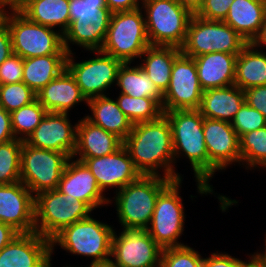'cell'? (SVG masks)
<instances>
[{"instance_id": "obj_1", "label": "cell", "mask_w": 266, "mask_h": 267, "mask_svg": "<svg viewBox=\"0 0 266 267\" xmlns=\"http://www.w3.org/2000/svg\"><path fill=\"white\" fill-rule=\"evenodd\" d=\"M123 145L141 175H161L162 168L164 177L182 179L174 169L172 131L164 114L153 121L133 124Z\"/></svg>"}, {"instance_id": "obj_2", "label": "cell", "mask_w": 266, "mask_h": 267, "mask_svg": "<svg viewBox=\"0 0 266 267\" xmlns=\"http://www.w3.org/2000/svg\"><path fill=\"white\" fill-rule=\"evenodd\" d=\"M163 114L171 126L174 162L176 163V158L182 155L188 158L193 168L198 193L213 194V187L209 183V157L203 133L204 117L200 110H174Z\"/></svg>"}, {"instance_id": "obj_3", "label": "cell", "mask_w": 266, "mask_h": 267, "mask_svg": "<svg viewBox=\"0 0 266 267\" xmlns=\"http://www.w3.org/2000/svg\"><path fill=\"white\" fill-rule=\"evenodd\" d=\"M172 181L163 175H141L116 192L113 201L122 229H147L157 197Z\"/></svg>"}, {"instance_id": "obj_4", "label": "cell", "mask_w": 266, "mask_h": 267, "mask_svg": "<svg viewBox=\"0 0 266 267\" xmlns=\"http://www.w3.org/2000/svg\"><path fill=\"white\" fill-rule=\"evenodd\" d=\"M70 25L63 33L64 48L71 53L70 43L86 51L103 47L112 12L105 0H69ZM70 42V43H69Z\"/></svg>"}, {"instance_id": "obj_5", "label": "cell", "mask_w": 266, "mask_h": 267, "mask_svg": "<svg viewBox=\"0 0 266 267\" xmlns=\"http://www.w3.org/2000/svg\"><path fill=\"white\" fill-rule=\"evenodd\" d=\"M142 8L131 11L113 12L107 35L100 49L122 63H132L141 59L145 50L151 46Z\"/></svg>"}, {"instance_id": "obj_6", "label": "cell", "mask_w": 266, "mask_h": 267, "mask_svg": "<svg viewBox=\"0 0 266 267\" xmlns=\"http://www.w3.org/2000/svg\"><path fill=\"white\" fill-rule=\"evenodd\" d=\"M113 228L91 216L77 221L50 240L51 254L57 244L73 255L92 257L91 263L107 260L111 257Z\"/></svg>"}, {"instance_id": "obj_7", "label": "cell", "mask_w": 266, "mask_h": 267, "mask_svg": "<svg viewBox=\"0 0 266 267\" xmlns=\"http://www.w3.org/2000/svg\"><path fill=\"white\" fill-rule=\"evenodd\" d=\"M147 36L151 46L184 45L192 13L176 0H143Z\"/></svg>"}, {"instance_id": "obj_8", "label": "cell", "mask_w": 266, "mask_h": 267, "mask_svg": "<svg viewBox=\"0 0 266 267\" xmlns=\"http://www.w3.org/2000/svg\"><path fill=\"white\" fill-rule=\"evenodd\" d=\"M35 232L51 240L62 229L88 218L93 211L85 202L59 190H48L35 196Z\"/></svg>"}, {"instance_id": "obj_9", "label": "cell", "mask_w": 266, "mask_h": 267, "mask_svg": "<svg viewBox=\"0 0 266 267\" xmlns=\"http://www.w3.org/2000/svg\"><path fill=\"white\" fill-rule=\"evenodd\" d=\"M13 48V54L22 59L68 54L63 44L60 30L30 21L20 11H10L6 23Z\"/></svg>"}, {"instance_id": "obj_10", "label": "cell", "mask_w": 266, "mask_h": 267, "mask_svg": "<svg viewBox=\"0 0 266 267\" xmlns=\"http://www.w3.org/2000/svg\"><path fill=\"white\" fill-rule=\"evenodd\" d=\"M247 44L224 21L205 20L193 14L181 52L192 58L212 52L238 55Z\"/></svg>"}, {"instance_id": "obj_11", "label": "cell", "mask_w": 266, "mask_h": 267, "mask_svg": "<svg viewBox=\"0 0 266 267\" xmlns=\"http://www.w3.org/2000/svg\"><path fill=\"white\" fill-rule=\"evenodd\" d=\"M70 158L66 153L35 148L23 141L20 181L34 196L43 191L57 189Z\"/></svg>"}, {"instance_id": "obj_12", "label": "cell", "mask_w": 266, "mask_h": 267, "mask_svg": "<svg viewBox=\"0 0 266 267\" xmlns=\"http://www.w3.org/2000/svg\"><path fill=\"white\" fill-rule=\"evenodd\" d=\"M182 179L172 181L157 197L152 220L146 231L162 248L185 246L178 238L183 234L185 213L179 194Z\"/></svg>"}, {"instance_id": "obj_13", "label": "cell", "mask_w": 266, "mask_h": 267, "mask_svg": "<svg viewBox=\"0 0 266 267\" xmlns=\"http://www.w3.org/2000/svg\"><path fill=\"white\" fill-rule=\"evenodd\" d=\"M97 57L75 62L74 53H68L66 69L74 77L87 100L105 96L106 90L116 84L117 72L122 62L101 50H92ZM105 91V92H104Z\"/></svg>"}, {"instance_id": "obj_14", "label": "cell", "mask_w": 266, "mask_h": 267, "mask_svg": "<svg viewBox=\"0 0 266 267\" xmlns=\"http://www.w3.org/2000/svg\"><path fill=\"white\" fill-rule=\"evenodd\" d=\"M203 92L194 59L181 52L174 60L170 83L163 93V112L199 109Z\"/></svg>"}, {"instance_id": "obj_15", "label": "cell", "mask_w": 266, "mask_h": 267, "mask_svg": "<svg viewBox=\"0 0 266 267\" xmlns=\"http://www.w3.org/2000/svg\"><path fill=\"white\" fill-rule=\"evenodd\" d=\"M119 235V236H118ZM114 231L111 257L122 267H160L162 248L146 229Z\"/></svg>"}, {"instance_id": "obj_16", "label": "cell", "mask_w": 266, "mask_h": 267, "mask_svg": "<svg viewBox=\"0 0 266 267\" xmlns=\"http://www.w3.org/2000/svg\"><path fill=\"white\" fill-rule=\"evenodd\" d=\"M203 133L209 157V181L216 171L241 162L239 137L231 123L204 118Z\"/></svg>"}, {"instance_id": "obj_17", "label": "cell", "mask_w": 266, "mask_h": 267, "mask_svg": "<svg viewBox=\"0 0 266 267\" xmlns=\"http://www.w3.org/2000/svg\"><path fill=\"white\" fill-rule=\"evenodd\" d=\"M76 160L87 166L95 176L102 192H106L105 190L111 187H116V192H118L141 176L124 145L109 155L95 158H77Z\"/></svg>"}, {"instance_id": "obj_18", "label": "cell", "mask_w": 266, "mask_h": 267, "mask_svg": "<svg viewBox=\"0 0 266 267\" xmlns=\"http://www.w3.org/2000/svg\"><path fill=\"white\" fill-rule=\"evenodd\" d=\"M35 196L21 181L0 185V222L19 233L35 232Z\"/></svg>"}, {"instance_id": "obj_19", "label": "cell", "mask_w": 266, "mask_h": 267, "mask_svg": "<svg viewBox=\"0 0 266 267\" xmlns=\"http://www.w3.org/2000/svg\"><path fill=\"white\" fill-rule=\"evenodd\" d=\"M68 115L47 112L25 142L35 148L62 152L72 157L76 148L77 124L73 126Z\"/></svg>"}, {"instance_id": "obj_20", "label": "cell", "mask_w": 266, "mask_h": 267, "mask_svg": "<svg viewBox=\"0 0 266 267\" xmlns=\"http://www.w3.org/2000/svg\"><path fill=\"white\" fill-rule=\"evenodd\" d=\"M51 256L49 239L36 232L19 233L0 250V267H46Z\"/></svg>"}, {"instance_id": "obj_21", "label": "cell", "mask_w": 266, "mask_h": 267, "mask_svg": "<svg viewBox=\"0 0 266 267\" xmlns=\"http://www.w3.org/2000/svg\"><path fill=\"white\" fill-rule=\"evenodd\" d=\"M62 194L73 196L77 200L85 202L92 210L112 200L106 198L96 181L95 176L87 166L74 158H70L61 175L58 188Z\"/></svg>"}, {"instance_id": "obj_22", "label": "cell", "mask_w": 266, "mask_h": 267, "mask_svg": "<svg viewBox=\"0 0 266 267\" xmlns=\"http://www.w3.org/2000/svg\"><path fill=\"white\" fill-rule=\"evenodd\" d=\"M36 95L37 100L47 112L68 113L77 103L84 101L87 104L88 102L67 69L50 81Z\"/></svg>"}, {"instance_id": "obj_23", "label": "cell", "mask_w": 266, "mask_h": 267, "mask_svg": "<svg viewBox=\"0 0 266 267\" xmlns=\"http://www.w3.org/2000/svg\"><path fill=\"white\" fill-rule=\"evenodd\" d=\"M123 145L116 135L96 126L85 117L77 122L76 148L72 158H95L114 153Z\"/></svg>"}, {"instance_id": "obj_24", "label": "cell", "mask_w": 266, "mask_h": 267, "mask_svg": "<svg viewBox=\"0 0 266 267\" xmlns=\"http://www.w3.org/2000/svg\"><path fill=\"white\" fill-rule=\"evenodd\" d=\"M238 55L212 52L194 57L200 86L203 90L234 84Z\"/></svg>"}, {"instance_id": "obj_25", "label": "cell", "mask_w": 266, "mask_h": 267, "mask_svg": "<svg viewBox=\"0 0 266 267\" xmlns=\"http://www.w3.org/2000/svg\"><path fill=\"white\" fill-rule=\"evenodd\" d=\"M266 16V0H234L224 22L248 43L258 36Z\"/></svg>"}, {"instance_id": "obj_26", "label": "cell", "mask_w": 266, "mask_h": 267, "mask_svg": "<svg viewBox=\"0 0 266 267\" xmlns=\"http://www.w3.org/2000/svg\"><path fill=\"white\" fill-rule=\"evenodd\" d=\"M244 102V90L233 84L204 90L199 110L204 118L231 123Z\"/></svg>"}, {"instance_id": "obj_27", "label": "cell", "mask_w": 266, "mask_h": 267, "mask_svg": "<svg viewBox=\"0 0 266 267\" xmlns=\"http://www.w3.org/2000/svg\"><path fill=\"white\" fill-rule=\"evenodd\" d=\"M87 105L93 114L85 116L88 121L116 135L122 141L126 139L133 124L118 107L116 100L105 95L89 99Z\"/></svg>"}, {"instance_id": "obj_28", "label": "cell", "mask_w": 266, "mask_h": 267, "mask_svg": "<svg viewBox=\"0 0 266 267\" xmlns=\"http://www.w3.org/2000/svg\"><path fill=\"white\" fill-rule=\"evenodd\" d=\"M68 54H51L23 59L22 81L35 93L66 69Z\"/></svg>"}, {"instance_id": "obj_29", "label": "cell", "mask_w": 266, "mask_h": 267, "mask_svg": "<svg viewBox=\"0 0 266 267\" xmlns=\"http://www.w3.org/2000/svg\"><path fill=\"white\" fill-rule=\"evenodd\" d=\"M181 48L175 46H149L141 56V68L163 94L170 83L175 58ZM143 62V63H142Z\"/></svg>"}, {"instance_id": "obj_30", "label": "cell", "mask_w": 266, "mask_h": 267, "mask_svg": "<svg viewBox=\"0 0 266 267\" xmlns=\"http://www.w3.org/2000/svg\"><path fill=\"white\" fill-rule=\"evenodd\" d=\"M234 84L242 90L266 85V52L248 43L237 56Z\"/></svg>"}, {"instance_id": "obj_31", "label": "cell", "mask_w": 266, "mask_h": 267, "mask_svg": "<svg viewBox=\"0 0 266 267\" xmlns=\"http://www.w3.org/2000/svg\"><path fill=\"white\" fill-rule=\"evenodd\" d=\"M19 11L32 22L61 27L62 34L70 25L69 0H30Z\"/></svg>"}, {"instance_id": "obj_32", "label": "cell", "mask_w": 266, "mask_h": 267, "mask_svg": "<svg viewBox=\"0 0 266 267\" xmlns=\"http://www.w3.org/2000/svg\"><path fill=\"white\" fill-rule=\"evenodd\" d=\"M130 64L122 63L118 69L116 85L120 87V93L132 97L152 98L162 107L163 94L140 65L131 67Z\"/></svg>"}, {"instance_id": "obj_33", "label": "cell", "mask_w": 266, "mask_h": 267, "mask_svg": "<svg viewBox=\"0 0 266 267\" xmlns=\"http://www.w3.org/2000/svg\"><path fill=\"white\" fill-rule=\"evenodd\" d=\"M116 102L132 124L153 121L163 114L162 107L152 98L132 97L120 93Z\"/></svg>"}, {"instance_id": "obj_34", "label": "cell", "mask_w": 266, "mask_h": 267, "mask_svg": "<svg viewBox=\"0 0 266 267\" xmlns=\"http://www.w3.org/2000/svg\"><path fill=\"white\" fill-rule=\"evenodd\" d=\"M239 142L241 162L247 170L266 168V126L243 134Z\"/></svg>"}, {"instance_id": "obj_35", "label": "cell", "mask_w": 266, "mask_h": 267, "mask_svg": "<svg viewBox=\"0 0 266 267\" xmlns=\"http://www.w3.org/2000/svg\"><path fill=\"white\" fill-rule=\"evenodd\" d=\"M46 113V109L37 99L10 113L11 127L15 139L26 141L40 124Z\"/></svg>"}, {"instance_id": "obj_36", "label": "cell", "mask_w": 266, "mask_h": 267, "mask_svg": "<svg viewBox=\"0 0 266 267\" xmlns=\"http://www.w3.org/2000/svg\"><path fill=\"white\" fill-rule=\"evenodd\" d=\"M23 141L13 139L0 144V185L20 181V161Z\"/></svg>"}, {"instance_id": "obj_37", "label": "cell", "mask_w": 266, "mask_h": 267, "mask_svg": "<svg viewBox=\"0 0 266 267\" xmlns=\"http://www.w3.org/2000/svg\"><path fill=\"white\" fill-rule=\"evenodd\" d=\"M37 99L36 93L23 81L0 85V107L12 113Z\"/></svg>"}, {"instance_id": "obj_38", "label": "cell", "mask_w": 266, "mask_h": 267, "mask_svg": "<svg viewBox=\"0 0 266 267\" xmlns=\"http://www.w3.org/2000/svg\"><path fill=\"white\" fill-rule=\"evenodd\" d=\"M160 267H203V258L188 245L162 249Z\"/></svg>"}, {"instance_id": "obj_39", "label": "cell", "mask_w": 266, "mask_h": 267, "mask_svg": "<svg viewBox=\"0 0 266 267\" xmlns=\"http://www.w3.org/2000/svg\"><path fill=\"white\" fill-rule=\"evenodd\" d=\"M231 125L240 138L247 132L265 127L266 118L258 110L244 102L233 118Z\"/></svg>"}, {"instance_id": "obj_40", "label": "cell", "mask_w": 266, "mask_h": 267, "mask_svg": "<svg viewBox=\"0 0 266 267\" xmlns=\"http://www.w3.org/2000/svg\"><path fill=\"white\" fill-rule=\"evenodd\" d=\"M234 0H204L202 7L195 14L210 21H224Z\"/></svg>"}, {"instance_id": "obj_41", "label": "cell", "mask_w": 266, "mask_h": 267, "mask_svg": "<svg viewBox=\"0 0 266 267\" xmlns=\"http://www.w3.org/2000/svg\"><path fill=\"white\" fill-rule=\"evenodd\" d=\"M23 78V59L12 54L0 65V85L21 82Z\"/></svg>"}, {"instance_id": "obj_42", "label": "cell", "mask_w": 266, "mask_h": 267, "mask_svg": "<svg viewBox=\"0 0 266 267\" xmlns=\"http://www.w3.org/2000/svg\"><path fill=\"white\" fill-rule=\"evenodd\" d=\"M244 96L245 102L266 118V85L248 88L244 90Z\"/></svg>"}, {"instance_id": "obj_43", "label": "cell", "mask_w": 266, "mask_h": 267, "mask_svg": "<svg viewBox=\"0 0 266 267\" xmlns=\"http://www.w3.org/2000/svg\"><path fill=\"white\" fill-rule=\"evenodd\" d=\"M247 261L239 260L228 253H212L210 257H203V267H243Z\"/></svg>"}, {"instance_id": "obj_44", "label": "cell", "mask_w": 266, "mask_h": 267, "mask_svg": "<svg viewBox=\"0 0 266 267\" xmlns=\"http://www.w3.org/2000/svg\"><path fill=\"white\" fill-rule=\"evenodd\" d=\"M15 139L11 127V114L0 107V144Z\"/></svg>"}, {"instance_id": "obj_45", "label": "cell", "mask_w": 266, "mask_h": 267, "mask_svg": "<svg viewBox=\"0 0 266 267\" xmlns=\"http://www.w3.org/2000/svg\"><path fill=\"white\" fill-rule=\"evenodd\" d=\"M13 54L11 35L7 25L0 29V65Z\"/></svg>"}, {"instance_id": "obj_46", "label": "cell", "mask_w": 266, "mask_h": 267, "mask_svg": "<svg viewBox=\"0 0 266 267\" xmlns=\"http://www.w3.org/2000/svg\"><path fill=\"white\" fill-rule=\"evenodd\" d=\"M107 8L113 12L131 11L140 8L143 0H105ZM140 3V4H139Z\"/></svg>"}, {"instance_id": "obj_47", "label": "cell", "mask_w": 266, "mask_h": 267, "mask_svg": "<svg viewBox=\"0 0 266 267\" xmlns=\"http://www.w3.org/2000/svg\"><path fill=\"white\" fill-rule=\"evenodd\" d=\"M19 234L12 226L0 222V250Z\"/></svg>"}, {"instance_id": "obj_48", "label": "cell", "mask_w": 266, "mask_h": 267, "mask_svg": "<svg viewBox=\"0 0 266 267\" xmlns=\"http://www.w3.org/2000/svg\"><path fill=\"white\" fill-rule=\"evenodd\" d=\"M182 7L188 9L192 14H196L202 7L204 0H176Z\"/></svg>"}, {"instance_id": "obj_49", "label": "cell", "mask_w": 266, "mask_h": 267, "mask_svg": "<svg viewBox=\"0 0 266 267\" xmlns=\"http://www.w3.org/2000/svg\"><path fill=\"white\" fill-rule=\"evenodd\" d=\"M252 44L256 47V48H262V45L264 47V45L266 46V16L264 19V23L261 27V30L258 34V36L253 40Z\"/></svg>"}, {"instance_id": "obj_50", "label": "cell", "mask_w": 266, "mask_h": 267, "mask_svg": "<svg viewBox=\"0 0 266 267\" xmlns=\"http://www.w3.org/2000/svg\"><path fill=\"white\" fill-rule=\"evenodd\" d=\"M6 7L8 8L6 1L0 0V29L6 26L7 18L10 14Z\"/></svg>"}, {"instance_id": "obj_51", "label": "cell", "mask_w": 266, "mask_h": 267, "mask_svg": "<svg viewBox=\"0 0 266 267\" xmlns=\"http://www.w3.org/2000/svg\"><path fill=\"white\" fill-rule=\"evenodd\" d=\"M10 11H19L30 0H5Z\"/></svg>"}, {"instance_id": "obj_52", "label": "cell", "mask_w": 266, "mask_h": 267, "mask_svg": "<svg viewBox=\"0 0 266 267\" xmlns=\"http://www.w3.org/2000/svg\"><path fill=\"white\" fill-rule=\"evenodd\" d=\"M88 267H122V266L116 263L114 260H112V257H111L107 260L99 261L96 263H90Z\"/></svg>"}, {"instance_id": "obj_53", "label": "cell", "mask_w": 266, "mask_h": 267, "mask_svg": "<svg viewBox=\"0 0 266 267\" xmlns=\"http://www.w3.org/2000/svg\"><path fill=\"white\" fill-rule=\"evenodd\" d=\"M252 257L262 266L266 267V239H265V251L263 253L255 252Z\"/></svg>"}, {"instance_id": "obj_54", "label": "cell", "mask_w": 266, "mask_h": 267, "mask_svg": "<svg viewBox=\"0 0 266 267\" xmlns=\"http://www.w3.org/2000/svg\"><path fill=\"white\" fill-rule=\"evenodd\" d=\"M250 260L243 267H262L253 257L249 256Z\"/></svg>"}, {"instance_id": "obj_55", "label": "cell", "mask_w": 266, "mask_h": 267, "mask_svg": "<svg viewBox=\"0 0 266 267\" xmlns=\"http://www.w3.org/2000/svg\"><path fill=\"white\" fill-rule=\"evenodd\" d=\"M48 267H52V264H51V262L48 264ZM66 267H70V266H66Z\"/></svg>"}]
</instances>
